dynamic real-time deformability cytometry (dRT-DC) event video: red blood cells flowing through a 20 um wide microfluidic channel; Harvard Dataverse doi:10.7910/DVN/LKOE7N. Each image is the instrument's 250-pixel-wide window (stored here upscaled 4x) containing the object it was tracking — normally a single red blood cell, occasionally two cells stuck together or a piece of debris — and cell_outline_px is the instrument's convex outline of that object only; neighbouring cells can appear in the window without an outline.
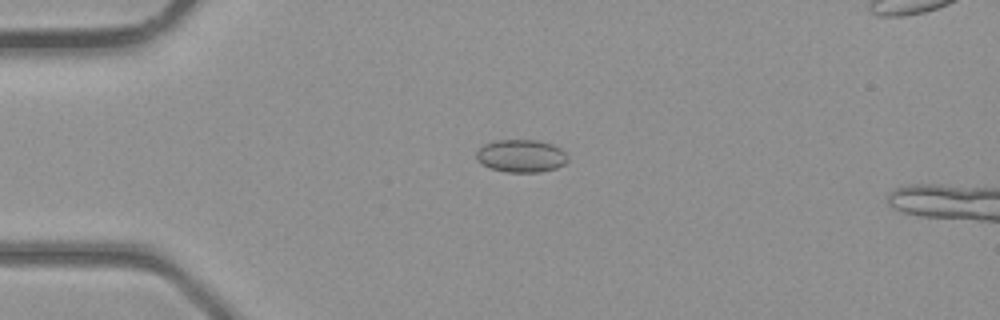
{"species": "common noctule bat (a hibernating species)", "species_latin": "Nyctalus noctula", "temperature_condition": "room temperature", "stored_images_in_passage": 33, "camera_frame_rate_fps": 3000, "um_per_image_px": 0.085, "animal": {"sex": "male", "body_mass_g": 23.1, "forearm_length_mm": 52.7}, "frame": {"image": 1, "passage_image": 2, "time_ms": 0.333, "image_size_px": [1000, 320], "cell_outline_px": [[568, 160], [564, 164], [556, 168], [540, 172], [504, 172], [480, 164], [476, 160], [476, 152], [484, 144], [496, 140], [536, 140], [552, 144], [560, 148], [568, 156]], "centroid_in_image_um": [44.28, 13.26], "position_along_channel_um": 40.7, "area_um2": 17.51}}
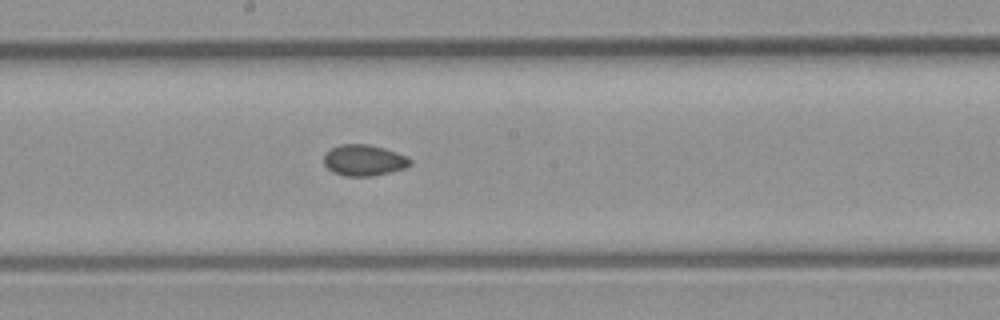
{"frame": {"image": 2, "passage_image": 14, "time_ms": 4.333, "image_size_px": [1000, 320], "cell_outline_px": [[412, 164], [404, 168], [372, 176], [344, 176], [332, 172], [324, 164], [324, 152], [340, 144], [368, 144], [384, 148], [408, 156], [412, 160]], "centroid_in_image_um": [30.93, 13.61], "position_along_channel_um": 217.3, "area_um2": 15.72}}
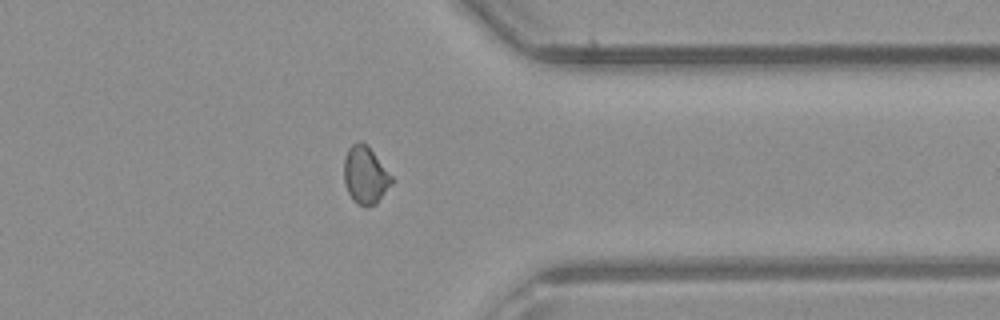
{"frame": {"image": 3, "passage_image": 24, "time_ms": 7.667, "image_size_px": [1000, 320], "cell_outline_px": [[392, 184], [376, 204], [368, 208], [364, 208], [356, 204], [352, 200], [344, 184], [344, 156], [348, 148], [352, 144], [360, 140], [372, 152], [392, 176]], "centroid_in_image_um": [31.02, 14.94], "position_along_channel_um": 380.4, "area_um2": 16.01}}